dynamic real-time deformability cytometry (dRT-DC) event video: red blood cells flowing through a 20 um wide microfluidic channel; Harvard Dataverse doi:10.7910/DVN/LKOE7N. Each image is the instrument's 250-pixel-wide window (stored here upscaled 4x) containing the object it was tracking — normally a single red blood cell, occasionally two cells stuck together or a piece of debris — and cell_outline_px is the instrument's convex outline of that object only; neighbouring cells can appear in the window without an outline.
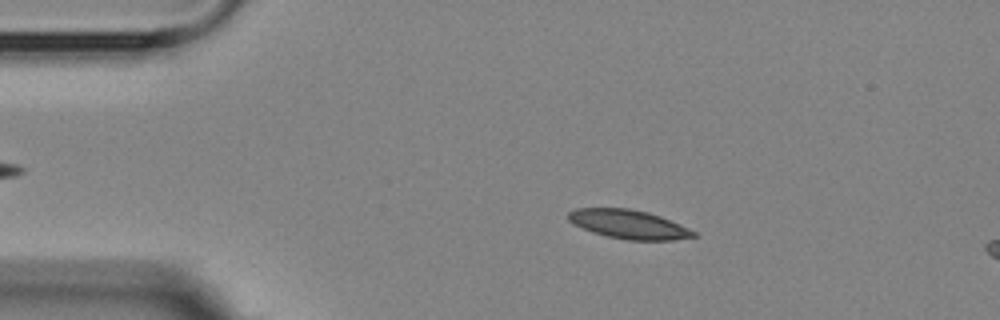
{"species": "Egyptian fruit bat (a non-hibernating species)", "species_latin": "Rousettus aegyptiacus", "temperature_condition": "room temperature", "stored_images_in_passage": 5, "segment_of_instrument_passage": [1, 2], "camera_frame_rate_fps": 3000, "um_per_image_px": 0.085, "animal": {"sex": "female"}, "frame": {"image": 1, "passage_image": 3, "time_ms": 2.0, "image_size_px": [1000, 320], "cell_outline_px": [[696, 236], [672, 240], [628, 240], [608, 236], [592, 232], [568, 220], [568, 212], [576, 208], [628, 208], [648, 212], [660, 216], [696, 232]], "centroid_in_image_um": [53.42, 19.06], "position_along_channel_um": 31.6, "area_um2": 20.75}}